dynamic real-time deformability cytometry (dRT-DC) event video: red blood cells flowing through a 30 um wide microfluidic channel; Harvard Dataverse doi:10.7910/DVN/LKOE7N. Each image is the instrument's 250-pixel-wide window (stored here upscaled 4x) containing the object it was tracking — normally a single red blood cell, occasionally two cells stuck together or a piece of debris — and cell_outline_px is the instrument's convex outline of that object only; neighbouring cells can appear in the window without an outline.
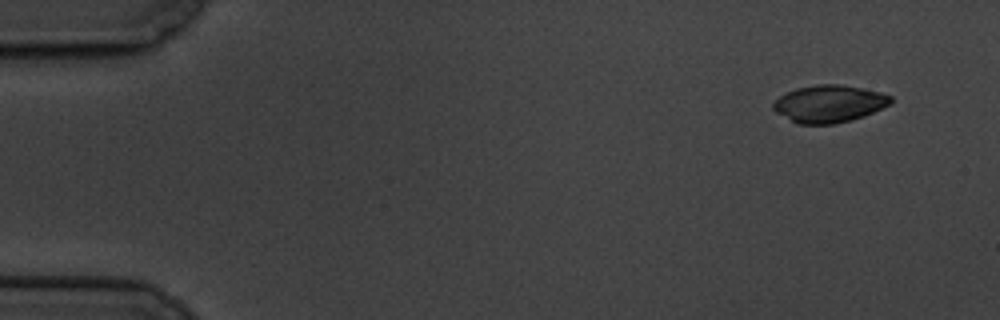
{"species": "common noctule bat (a hibernating species)", "species_latin": "Nyctalus noctula", "temperature_condition": "cold", "stored_images_in_passage": 7, "camera_frame_rate_fps": 3000, "um_per_image_px": 0.085, "animal": {"sex": "male", "body_mass_g": 19.5, "forearm_length_mm": 54.6}, "frame": {"image": 1, "passage_image": 1, "time_ms": 0.0, "image_size_px": [1000, 320], "cell_outline_px": [[892, 104], [864, 116], [832, 124], [796, 124], [776, 112], [772, 108], [772, 104], [780, 96], [796, 88], [816, 84], [840, 84], [864, 88], [880, 92], [892, 96]], "centroid_in_image_um": [70.49, 8.81], "position_along_channel_um": 14.5, "area_um2": 25.61}}
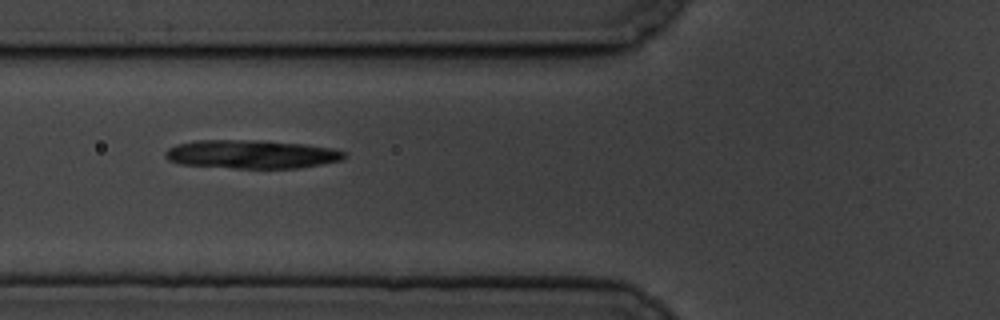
{"frame": {"image": 2, "passage_image": 6, "time_ms": 6.0, "image_size_px": [1000, 320], "cell_outline_px": [[348, 156], [340, 160], [300, 168], [232, 168], [180, 164], [168, 160], [164, 156], [164, 152], [168, 148], [176, 144], [196, 140], [256, 140], [304, 144], [332, 148], [348, 152]], "centroid_in_image_um": [21.36, 13.11], "position_along_channel_um": 104.4, "area_um2": 29.94}}
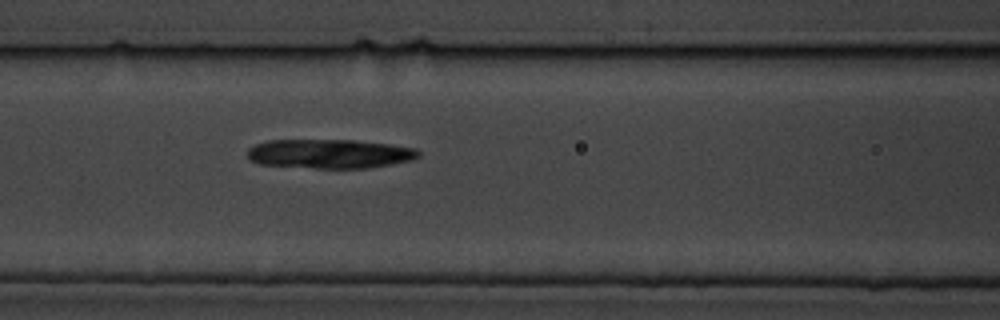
{"frame": {"image": 3, "passage_image": 7, "time_ms": 7.0, "image_size_px": [1000, 320], "cell_outline_px": [[420, 156], [412, 160], [368, 168], [316, 168], [260, 164], [252, 160], [248, 156], [248, 148], [256, 144], [268, 140], [352, 140], [392, 144], [416, 148], [420, 152]], "centroid_in_image_um": [28.05, 13.06], "position_along_channel_um": 138.5, "area_um2": 29.07}}